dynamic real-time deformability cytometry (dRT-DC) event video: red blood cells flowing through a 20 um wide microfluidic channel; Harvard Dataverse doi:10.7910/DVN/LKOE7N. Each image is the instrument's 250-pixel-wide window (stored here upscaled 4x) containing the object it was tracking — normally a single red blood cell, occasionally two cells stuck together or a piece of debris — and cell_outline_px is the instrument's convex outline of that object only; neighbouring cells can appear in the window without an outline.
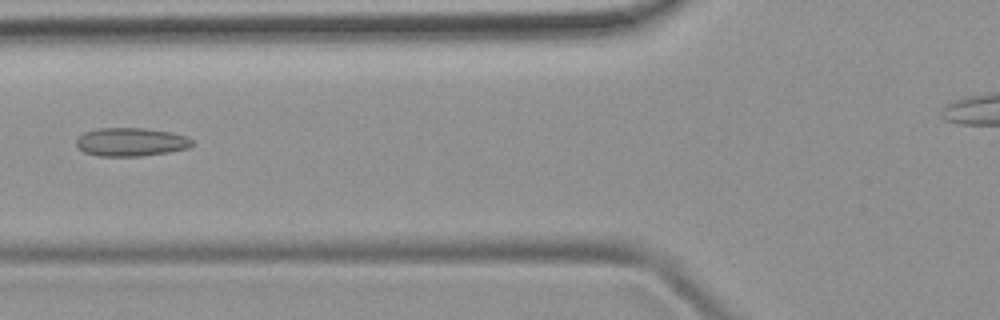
{"species": "common noctule bat (a hibernating species)", "species_latin": "Nyctalus noctula", "temperature_condition": "room temperature", "stored_images_in_passage": 6, "camera_frame_rate_fps": 3000, "um_per_image_px": 0.085, "animal": {"sex": "female", "body_mass_g": 19.9}, "frame": {"image": 1, "passage_image": 5, "time_ms": 5.667, "image_size_px": [1000, 320], "cell_outline_px": [[192, 144], [188, 148], [168, 152], [140, 156], [96, 156], [84, 152], [76, 148], [76, 140], [84, 132], [96, 128], [144, 128], [172, 132], [188, 136], [192, 140]], "centroid_in_image_um": [11.1, 12.06], "position_along_channel_um": 114.7, "area_um2": 19.36}}
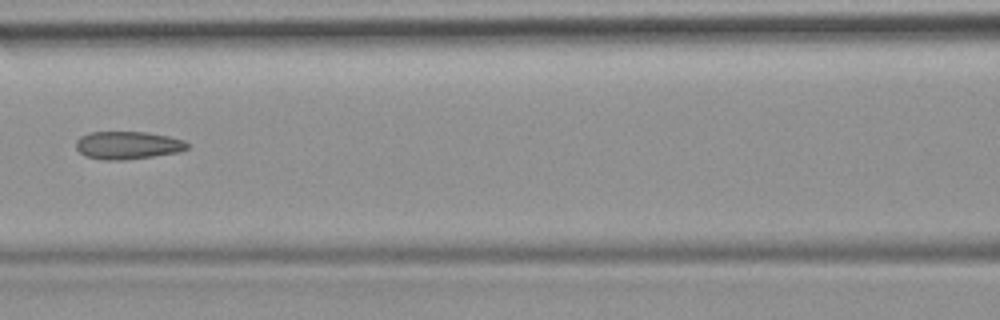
{"frame": {"image": 2, "passage_image": 6, "time_ms": 6.667, "image_size_px": [1000, 320], "cell_outline_px": [[188, 148], [180, 152], [124, 160], [104, 160], [84, 156], [76, 148], [76, 140], [80, 136], [88, 132], [148, 132], [168, 136], [184, 140], [188, 144]], "centroid_in_image_um": [10.84, 12.34], "position_along_channel_um": 155.8, "area_um2": 18.15}}